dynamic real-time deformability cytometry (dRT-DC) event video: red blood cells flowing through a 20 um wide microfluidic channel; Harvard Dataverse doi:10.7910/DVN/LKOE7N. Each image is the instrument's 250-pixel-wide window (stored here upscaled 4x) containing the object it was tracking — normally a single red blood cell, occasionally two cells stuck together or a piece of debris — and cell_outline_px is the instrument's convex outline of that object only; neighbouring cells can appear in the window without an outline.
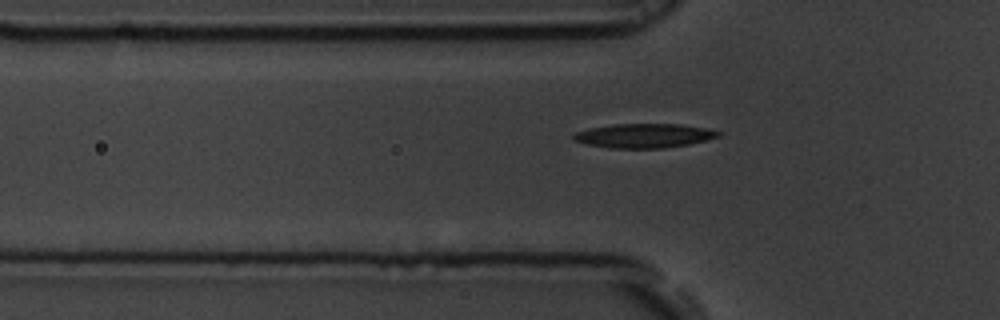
{"species": "common noctule bat (a hibernating species)", "species_latin": "Nyctalus noctula", "temperature_condition": "room temperature", "stored_images_in_passage": 41, "camera_frame_rate_fps": 3000, "um_per_image_px": 0.085, "animal": {"sex": "male", "body_mass_g": 19.5, "forearm_length_mm": 54.6}, "frame": {"image": 1, "passage_image": 11, "time_ms": 3.333, "image_size_px": [1000, 320], "cell_outline_px": [[724, 132], [720, 136], [708, 140], [688, 144], [664, 148], [612, 148], [588, 144], [572, 140], [572, 132], [588, 128], [616, 124], [680, 124], [708, 128]], "centroid_in_image_um": [54.76, 11.53], "position_along_channel_um": 71.0, "area_um2": 20.63}}
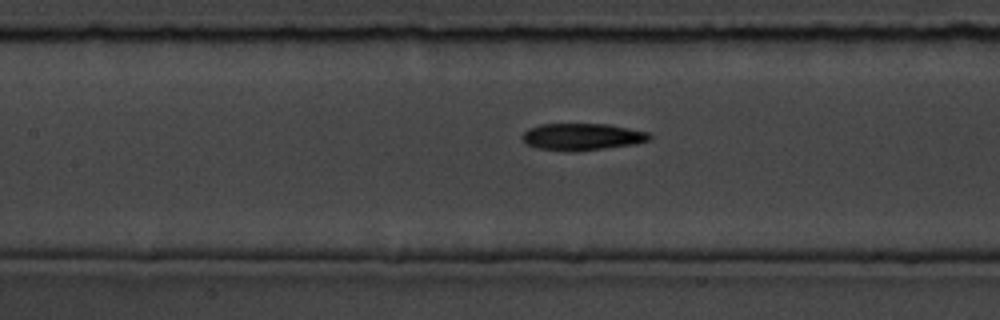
{"frame": {"image": 2, "passage_image": 18, "time_ms": 5.667, "image_size_px": [1000, 320], "cell_outline_px": [[652, 140], [636, 144], [572, 152], [536, 148], [528, 144], [520, 136], [528, 128], [540, 124], [608, 124], [648, 132], [652, 136]], "centroid_in_image_um": [49.49, 11.63], "position_along_channel_um": 157.9, "area_um2": 20.06}}
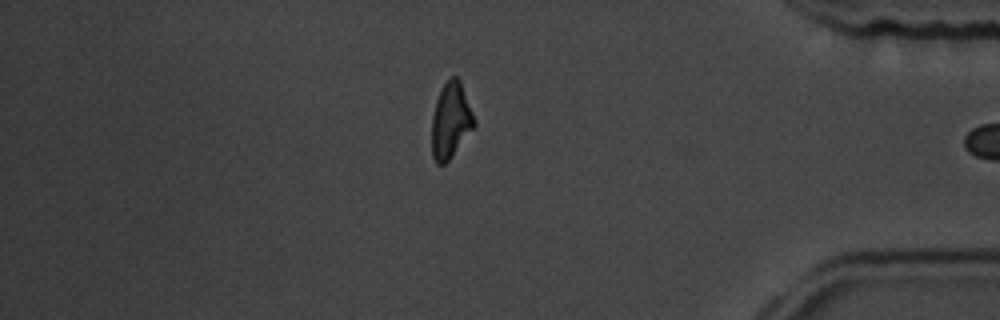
{"frame": {"image": 3, "passage_image": 40, "time_ms": 13.0, "image_size_px": [1000, 320], "cell_outline_px": [[476, 124], [448, 160], [444, 164], [436, 164], [432, 156], [432, 116], [436, 100], [444, 84], [452, 76], [456, 76], [460, 80], [476, 120]], "centroid_in_image_um": [38.31, 10.24], "position_along_channel_um": 396.9, "area_um2": 18.44}}